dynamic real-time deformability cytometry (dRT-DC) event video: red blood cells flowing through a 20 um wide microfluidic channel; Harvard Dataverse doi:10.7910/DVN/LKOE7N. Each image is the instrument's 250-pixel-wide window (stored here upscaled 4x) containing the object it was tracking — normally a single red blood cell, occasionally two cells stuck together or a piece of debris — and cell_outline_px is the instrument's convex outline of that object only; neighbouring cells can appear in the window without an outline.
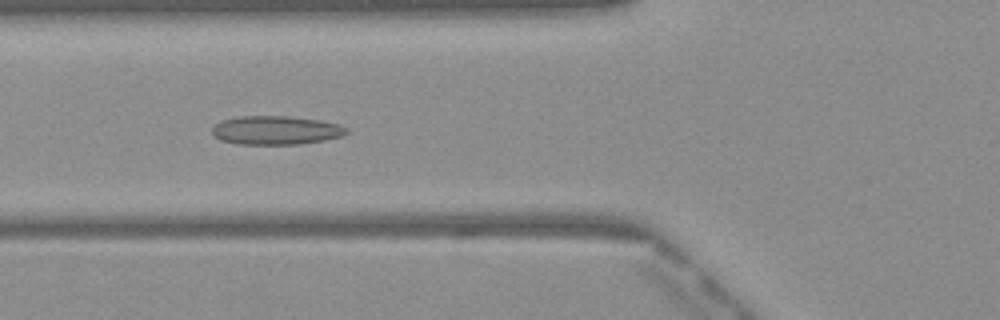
{"species": "Egyptian fruit bat (a non-hibernating species)", "species_latin": "Rousettus aegyptiacus", "temperature_condition": "warm", "stored_images_in_passage": 50, "camera_frame_rate_fps": 3000, "um_per_image_px": 0.085, "frame": {"image": 1, "passage_image": 19, "time_ms": 6.0, "image_size_px": [1000, 320], "cell_outline_px": [[348, 132], [340, 136], [324, 140], [300, 144], [236, 144], [220, 140], [212, 132], [212, 128], [220, 120], [236, 116], [288, 116], [320, 120], [340, 124], [348, 128]], "centroid_in_image_um": [23.44, 11.06], "position_along_channel_um": 102.4, "area_um2": 22.6}}
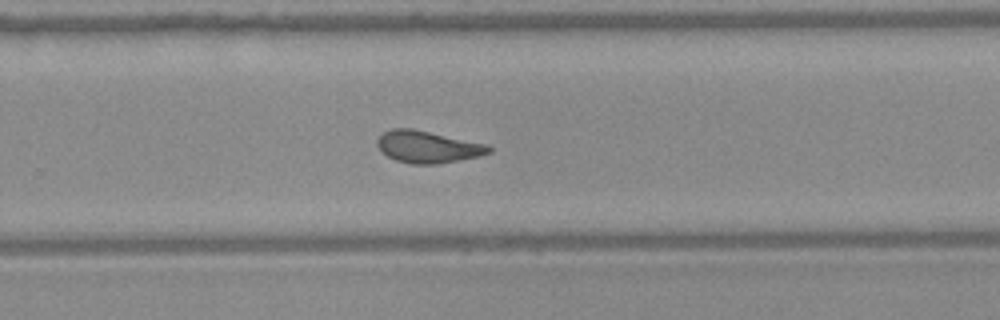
{"frame": {"image": 2, "passage_image": 33, "time_ms": 10.667, "image_size_px": [1000, 320], "cell_outline_px": [[492, 152], [480, 156], [436, 164], [412, 164], [396, 160], [380, 152], [376, 144], [376, 140], [384, 132], [392, 128], [412, 128], [488, 144], [492, 148]], "centroid_in_image_um": [36.35, 12.48], "position_along_channel_um": 293.4, "area_um2": 20.92}}
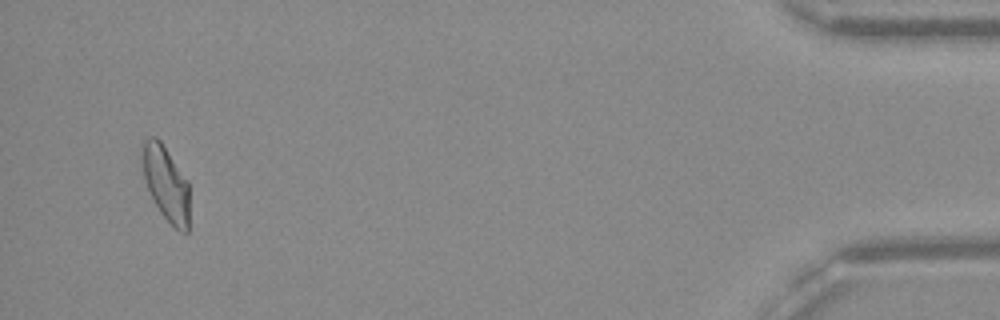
{"frame": {"image": 3, "passage_image": 48, "time_ms": 15.667, "image_size_px": [1000, 320], "cell_outline_px": [[188, 232], [180, 232], [160, 212], [152, 200], [140, 164], [140, 148], [144, 140], [148, 136], [156, 136], [160, 140], [188, 180]], "centroid_in_image_um": [14.06, 15.52], "position_along_channel_um": 421.1, "area_um2": 20.81}, "authors_computed_cell_mechanics": {"area_um2": 21.097, "velocity_mm_per_s": 4.0876, "shape_relaxation_time_tau1_ms": null, "shape_relaxation_time_tau2_ms": 1.8671, "deformation_change_tau1": null, "deformation_change_tau2": 0.0783}}